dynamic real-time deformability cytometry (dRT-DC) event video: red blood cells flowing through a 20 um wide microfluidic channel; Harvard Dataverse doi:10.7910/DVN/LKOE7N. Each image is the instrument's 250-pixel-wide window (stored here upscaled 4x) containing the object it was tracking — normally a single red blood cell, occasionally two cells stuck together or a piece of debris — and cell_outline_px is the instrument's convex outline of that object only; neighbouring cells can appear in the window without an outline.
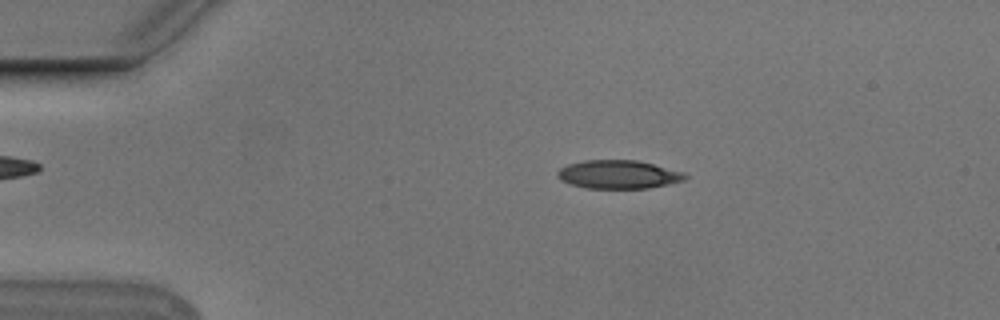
{"species": "Egyptian fruit bat (a non-hibernating species)", "species_latin": "Rousettus aegyptiacus", "temperature_condition": "cold", "stored_images_in_passage": 50, "camera_frame_rate_fps": 3000, "um_per_image_px": 0.085, "animal": {"sex": "male"}, "frame": {"image": 1, "passage_image": 7, "time_ms": 2.0, "image_size_px": [1000, 320], "cell_outline_px": [[688, 176], [684, 180], [668, 184], [648, 188], [588, 188], [572, 184], [560, 180], [556, 176], [556, 172], [560, 168], [568, 164], [584, 160], [640, 160], [684, 172]], "centroid_in_image_um": [52.57, 14.81], "position_along_channel_um": 32.4, "area_um2": 21.21}}
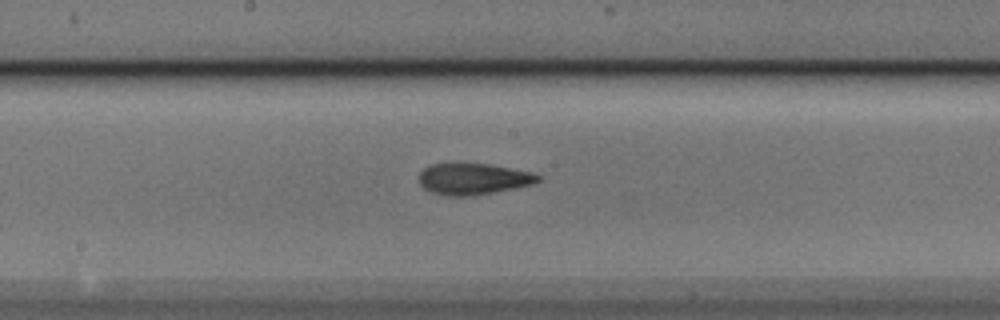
{"frame": {"image": 2, "passage_image": 25, "time_ms": 8.0, "image_size_px": [1000, 320], "cell_outline_px": [[544, 176], [540, 180], [532, 184], [516, 188], [476, 196], [444, 196], [432, 192], [424, 188], [420, 184], [420, 172], [428, 164], [488, 164], [532, 172]], "centroid_in_image_um": [40.25, 15.22], "position_along_channel_um": 207.9, "area_um2": 21.85}}
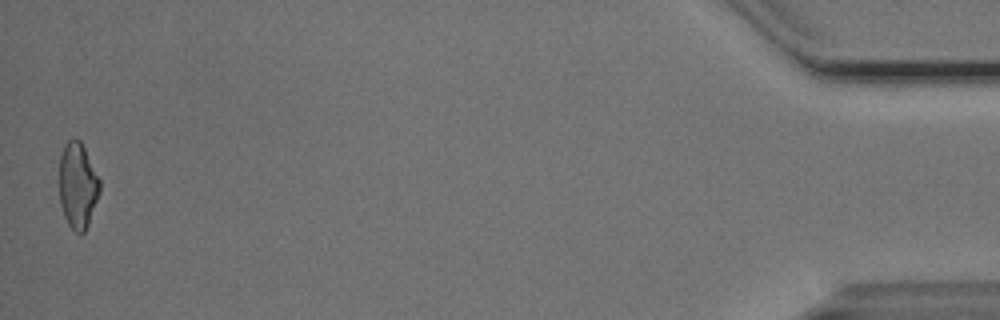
{"frame": {"image": 3, "passage_image": 50, "time_ms": 16.333, "image_size_px": [1000, 320], "cell_outline_px": [[100, 192], [88, 224], [84, 232], [80, 236], [68, 224], [64, 216], [60, 204], [60, 156], [64, 144], [72, 136], [76, 136], [80, 140], [100, 180]], "centroid_in_image_um": [6.6, 15.75], "position_along_channel_um": 428.6, "area_um2": 20.29}, "authors_computed_cell_mechanics": {"area_um2": 21.2993, "velocity_mm_per_s": 3.7701, "shape_relaxation_time_tau1_ms": 5.9851, "shape_relaxation_time_tau2_ms": 3.0388, "deformation_change_tau1": 0.1625, "deformation_change_tau2": 0.1106}}